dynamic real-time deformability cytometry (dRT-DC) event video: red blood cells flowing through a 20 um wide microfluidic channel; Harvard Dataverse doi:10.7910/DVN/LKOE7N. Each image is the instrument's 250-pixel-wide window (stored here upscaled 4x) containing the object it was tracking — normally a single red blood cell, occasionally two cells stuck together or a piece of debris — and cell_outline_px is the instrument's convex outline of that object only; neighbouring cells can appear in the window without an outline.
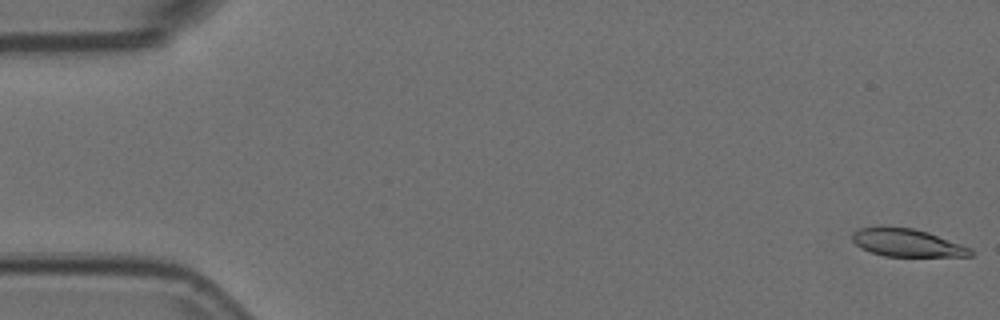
{"species": "Egyptian fruit bat (a non-hibernating species)", "species_latin": "Rousettus aegyptiacus", "temperature_condition": "room temperature", "stored_images_in_passage": 10, "camera_frame_rate_fps": 3000, "um_per_image_px": 0.085, "animal": {"sex": "female"}, "frame": {"image": 1, "passage_image": 1, "time_ms": 0.0, "image_size_px": [1000, 320], "cell_outline_px": [[972, 256], [884, 256], [860, 248], [852, 240], [852, 232], [860, 228], [880, 224], [884, 224], [912, 228], [928, 232], [972, 248]], "centroid_in_image_um": [77.03, 20.6], "position_along_channel_um": 8.0, "area_um2": 19.54}}